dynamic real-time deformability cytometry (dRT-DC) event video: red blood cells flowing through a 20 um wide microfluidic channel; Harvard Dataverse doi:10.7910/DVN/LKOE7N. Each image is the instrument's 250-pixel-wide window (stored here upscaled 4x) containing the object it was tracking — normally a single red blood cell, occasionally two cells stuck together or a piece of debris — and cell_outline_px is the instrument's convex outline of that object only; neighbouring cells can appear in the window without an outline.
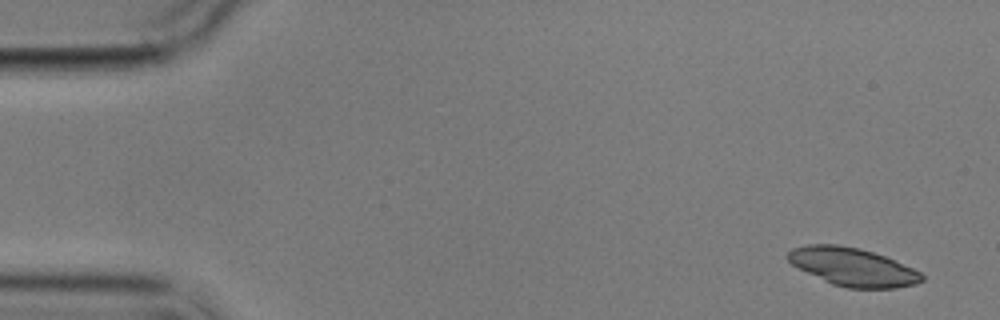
{"species": "common noctule bat (a hibernating species)", "species_latin": "Nyctalus noctula", "temperature_condition": "cold", "stored_images_in_passage": 6, "camera_frame_rate_fps": 3000, "um_per_image_px": 0.085, "animal": {"sex": "male", "body_mass_g": 17.9}, "frame": {"image": 1, "passage_image": 1, "time_ms": 0.0, "image_size_px": [1000, 320], "cell_outline_px": [[924, 280], [916, 284], [896, 288], [848, 288], [832, 284], [792, 264], [784, 256], [792, 248], [808, 244], [836, 244], [860, 248], [884, 256], [912, 268], [920, 272], [924, 276]], "centroid_in_image_um": [72.47, 22.68], "position_along_channel_um": 12.5, "area_um2": 29.54}}